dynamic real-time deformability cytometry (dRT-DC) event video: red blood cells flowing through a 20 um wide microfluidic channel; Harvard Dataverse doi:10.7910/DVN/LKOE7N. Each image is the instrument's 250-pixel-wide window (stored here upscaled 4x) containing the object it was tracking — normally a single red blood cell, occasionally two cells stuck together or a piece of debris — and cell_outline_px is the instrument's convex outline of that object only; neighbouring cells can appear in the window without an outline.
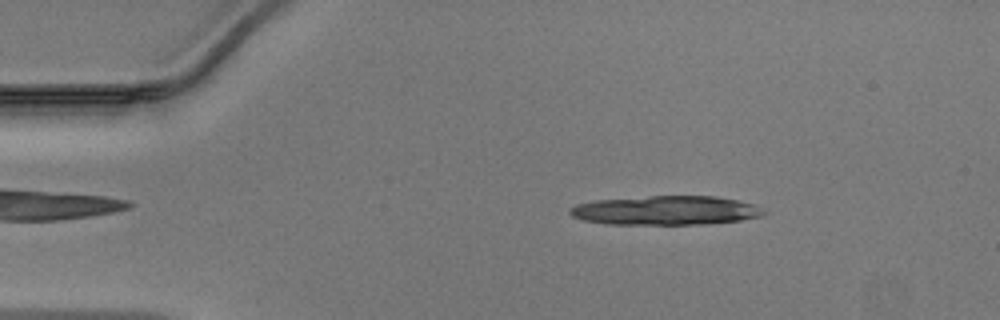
{"species": "Egyptian fruit bat (a non-hibernating species)", "species_latin": "Rousettus aegyptiacus", "temperature_condition": "warm", "stored_images_in_passage": 9, "camera_frame_rate_fps": 3000, "um_per_image_px": 0.085, "animal": {"sex": "male"}, "frame": {"image": 1, "passage_image": 4, "time_ms": 1.0, "image_size_px": [1000, 320], "cell_outline_px": [[768, 212], [760, 216], [740, 220], [704, 224], [604, 224], [584, 220], [572, 216], [568, 212], [568, 208], [576, 204], [596, 200], [648, 196], [716, 196], [756, 204]], "centroid_in_image_um": [56.58, 17.88], "position_along_channel_um": 28.4, "area_um2": 33.0}}